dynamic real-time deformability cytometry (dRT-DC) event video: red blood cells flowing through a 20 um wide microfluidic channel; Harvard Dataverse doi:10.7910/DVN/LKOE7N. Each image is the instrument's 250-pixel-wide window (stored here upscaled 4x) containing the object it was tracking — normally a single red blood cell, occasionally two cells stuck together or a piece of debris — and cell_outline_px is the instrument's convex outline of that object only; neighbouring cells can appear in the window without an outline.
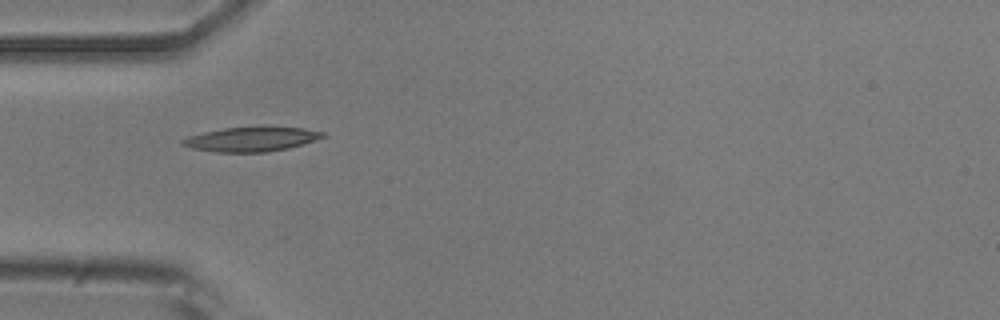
{"species": "common noctule bat (a hibernating species)", "species_latin": "Nyctalus noctula", "temperature_condition": "room temperature", "stored_images_in_passage": 10, "camera_frame_rate_fps": 3000, "um_per_image_px": 0.085, "animal": {"sex": "male", "body_mass_g": 20.5, "forearm_length_mm": 52.5}, "frame": {"image": 1, "passage_image": 4, "time_ms": 3.333, "image_size_px": [1000, 320], "cell_outline_px": [[328, 136], [316, 140], [288, 148], [268, 152], [216, 152], [192, 148], [180, 144], [180, 140], [188, 136], [204, 132], [224, 128], [304, 128], [324, 132]], "centroid_in_image_um": [21.35, 11.85], "position_along_channel_um": 63.6, "area_um2": 19.65}}
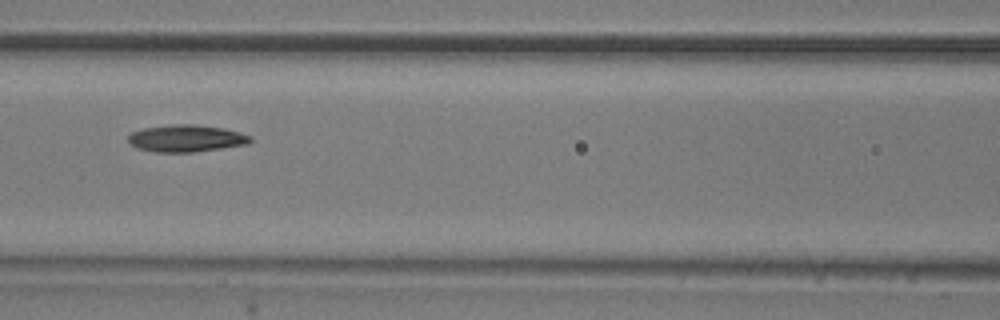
{"frame": {"image": 2, "passage_image": 6, "time_ms": 5.667, "image_size_px": [1000, 320], "cell_outline_px": [[252, 140], [248, 144], [192, 152], [156, 152], [136, 148], [128, 140], [128, 136], [132, 132], [144, 128], [172, 124], [192, 124], [224, 128], [240, 132], [252, 136]], "centroid_in_image_um": [15.84, 11.75], "position_along_channel_um": 150.8, "area_um2": 19.19}}
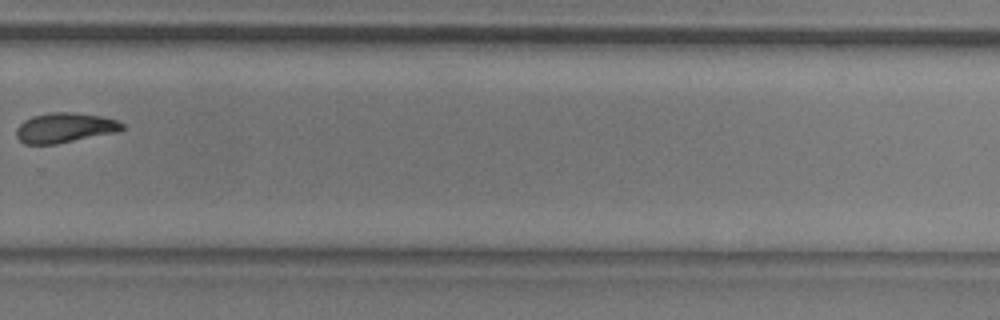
{"frame": {"image": 3, "passage_image": 10, "time_ms": 10.333, "image_size_px": [1000, 320], "cell_outline_px": [[124, 128], [120, 132], [56, 144], [24, 144], [16, 136], [16, 128], [24, 120], [32, 116], [52, 112], [72, 112], [100, 116], [116, 120], [124, 124]], "centroid_in_image_um": [5.52, 10.86], "position_along_channel_um": 324.3, "area_um2": 18.55}}